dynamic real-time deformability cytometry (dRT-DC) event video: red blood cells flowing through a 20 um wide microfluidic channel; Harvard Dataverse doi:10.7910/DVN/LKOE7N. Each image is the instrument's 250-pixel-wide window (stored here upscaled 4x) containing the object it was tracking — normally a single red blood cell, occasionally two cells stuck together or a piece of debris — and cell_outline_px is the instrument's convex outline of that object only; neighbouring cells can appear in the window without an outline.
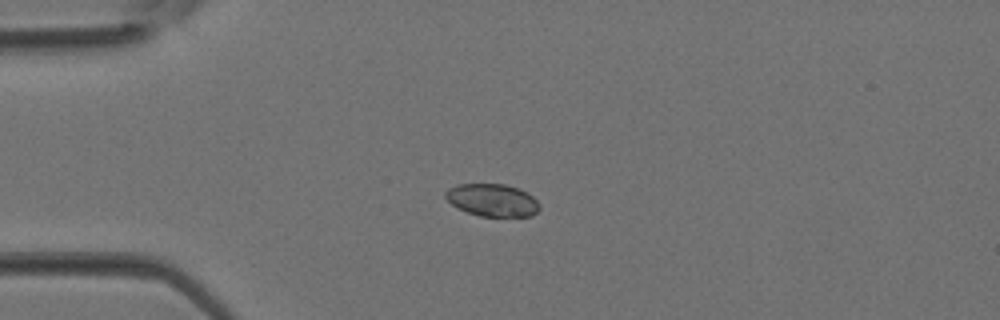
{"species": "Egyptian fruit bat (a non-hibernating species)", "species_latin": "Rousettus aegyptiacus", "temperature_condition": "room temperature", "stored_images_in_passage": 4, "camera_frame_rate_fps": 3000, "um_per_image_px": 0.085, "animal": {"sex": "female"}, "frame": {"image": 1, "passage_image": 3, "time_ms": 0.667, "image_size_px": [1000, 320], "cell_outline_px": [[540, 208], [532, 216], [480, 216], [468, 212], [452, 204], [444, 196], [444, 192], [448, 188], [456, 184], [504, 184], [520, 188], [528, 192], [540, 204]], "centroid_in_image_um": [41.86, 16.99], "position_along_channel_um": 43.1, "area_um2": 17.86}}